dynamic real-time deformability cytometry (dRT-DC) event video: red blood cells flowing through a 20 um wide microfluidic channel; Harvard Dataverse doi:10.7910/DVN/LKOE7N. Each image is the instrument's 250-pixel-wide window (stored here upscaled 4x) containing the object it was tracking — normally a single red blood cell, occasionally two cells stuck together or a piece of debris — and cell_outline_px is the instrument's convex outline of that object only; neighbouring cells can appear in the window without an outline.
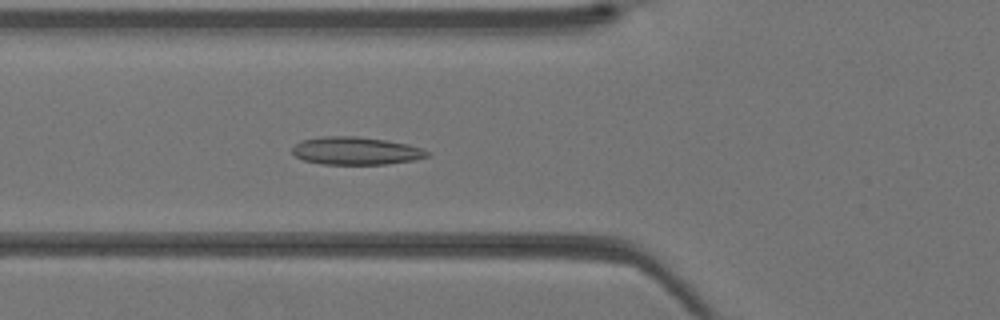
{"species": "Egyptian fruit bat (a non-hibernating species)", "species_latin": "Rousettus aegyptiacus", "temperature_condition": "warm", "stored_images_in_passage": 42, "camera_frame_rate_fps": 3000, "um_per_image_px": 0.085, "animal": {"sex": "female"}, "frame": {"image": 1, "passage_image": 16, "time_ms": 5.0, "image_size_px": [1000, 320], "cell_outline_px": [[432, 152], [428, 156], [412, 160], [388, 164], [320, 164], [304, 160], [296, 156], [292, 152], [292, 148], [300, 140], [320, 136], [356, 136], [384, 140], [408, 144]], "centroid_in_image_um": [30.22, 12.82], "position_along_channel_um": 95.6, "area_um2": 21.85}}
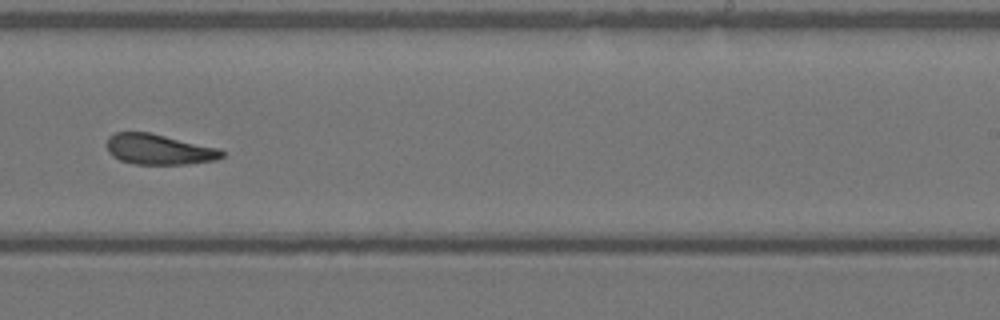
{"frame": {"image": 2, "passage_image": 27, "time_ms": 8.667, "image_size_px": [1000, 320], "cell_outline_px": [[224, 156], [216, 160], [184, 164], [136, 164], [120, 160], [112, 156], [108, 152], [104, 144], [108, 136], [116, 132], [148, 132], [220, 148], [224, 152]], "centroid_in_image_um": [13.47, 12.69], "position_along_channel_um": 275.5, "area_um2": 20.58}}
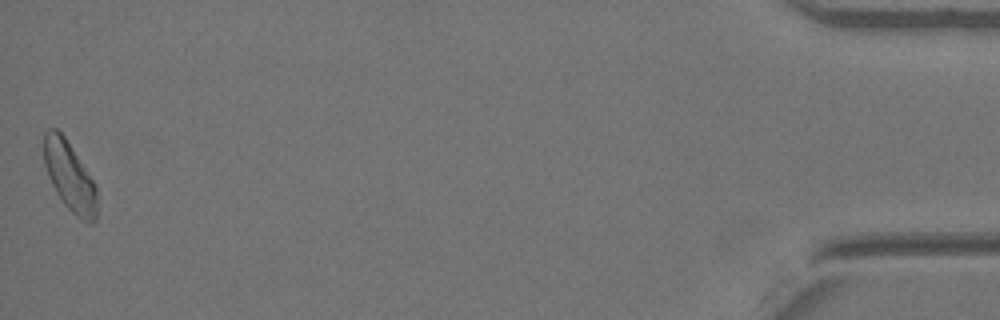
{"frame": {"image": 3, "passage_image": 42, "time_ms": 13.667, "image_size_px": [1000, 320], "cell_outline_px": [[96, 220], [92, 224], [88, 224], [80, 220], [64, 204], [56, 192], [48, 176], [44, 164], [44, 132], [48, 128], [56, 128], [64, 136], [96, 184]], "centroid_in_image_um": [5.92, 15.01], "position_along_channel_um": 429.3, "area_um2": 21.44}}